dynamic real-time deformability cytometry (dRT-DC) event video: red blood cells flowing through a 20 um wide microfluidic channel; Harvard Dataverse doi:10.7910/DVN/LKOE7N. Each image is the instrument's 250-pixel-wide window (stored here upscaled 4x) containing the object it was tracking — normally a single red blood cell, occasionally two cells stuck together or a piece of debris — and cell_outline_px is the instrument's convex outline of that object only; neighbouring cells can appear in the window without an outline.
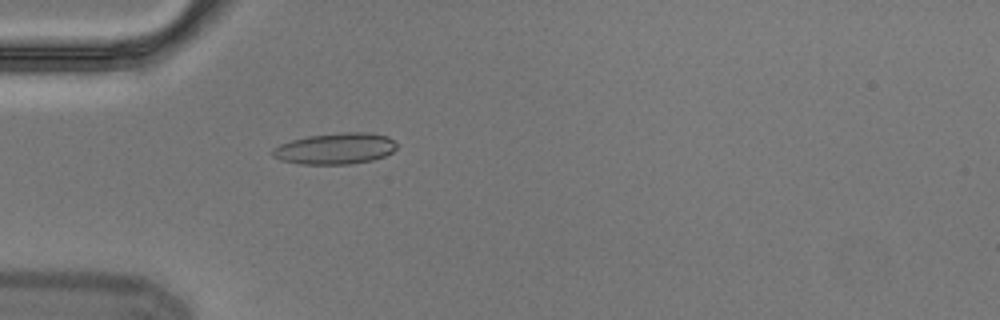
{"species": "Egyptian fruit bat (a non-hibernating species)", "species_latin": "Rousettus aegyptiacus", "temperature_condition": "cold", "stored_images_in_passage": 5, "camera_frame_rate_fps": 3000, "um_per_image_px": 0.085, "animal": {"sex": "male"}, "frame": {"image": 1, "passage_image": 5, "time_ms": 1.333, "image_size_px": [1000, 320], "cell_outline_px": [[396, 148], [392, 152], [384, 156], [372, 160], [352, 164], [300, 164], [280, 160], [272, 156], [272, 148], [280, 144], [292, 140], [308, 136], [344, 132], [372, 132], [388, 136], [396, 144]], "centroid_in_image_um": [28.5, 12.63], "position_along_channel_um": 56.5, "area_um2": 22.66}}